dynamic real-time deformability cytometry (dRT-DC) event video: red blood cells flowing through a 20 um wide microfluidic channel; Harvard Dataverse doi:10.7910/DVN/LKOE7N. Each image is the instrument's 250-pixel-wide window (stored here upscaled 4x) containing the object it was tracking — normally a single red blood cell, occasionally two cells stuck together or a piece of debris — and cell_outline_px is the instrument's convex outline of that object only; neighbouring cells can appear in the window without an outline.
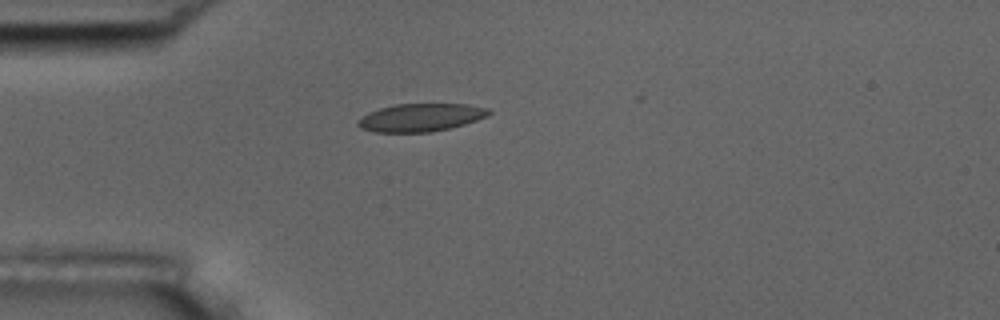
{"species": "common noctule bat (a hibernating species)", "species_latin": "Nyctalus noctula", "temperature_condition": "room temperature", "stored_images_in_passage": 7, "camera_frame_rate_fps": 3000, "um_per_image_px": 0.085, "animal": {"sex": "male", "body_mass_g": 17.5, "forearm_length_mm": 52.3}, "frame": {"image": 1, "passage_image": 1, "time_ms": 0.0, "image_size_px": [1000, 320], "cell_outline_px": [[492, 112], [488, 116], [464, 124], [432, 132], [376, 132], [360, 128], [356, 124], [356, 120], [360, 116], [368, 112], [380, 108], [396, 104], [468, 104], [488, 108]], "centroid_in_image_um": [35.73, 9.98], "position_along_channel_um": 49.3, "area_um2": 21.39}}
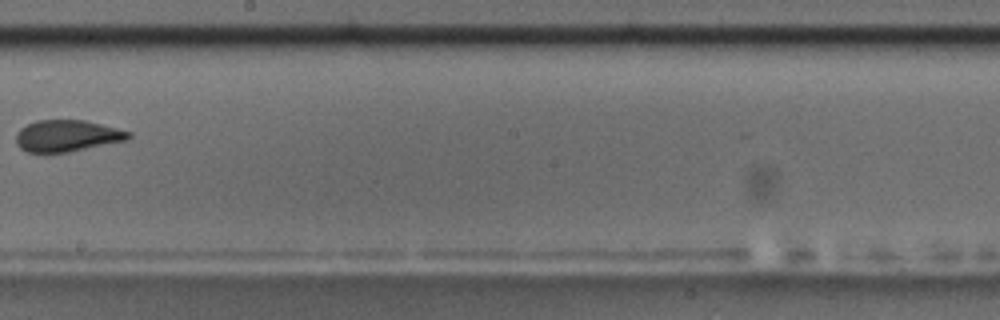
{"frame": {"image": 2, "passage_image": 6, "time_ms": 5.667, "image_size_px": [1000, 320], "cell_outline_px": [[132, 136], [128, 140], [68, 152], [28, 152], [20, 148], [16, 144], [16, 132], [20, 128], [36, 120], [84, 120], [132, 132]], "centroid_in_image_um": [5.7, 11.54], "position_along_channel_um": 242.5, "area_um2": 20.69}}
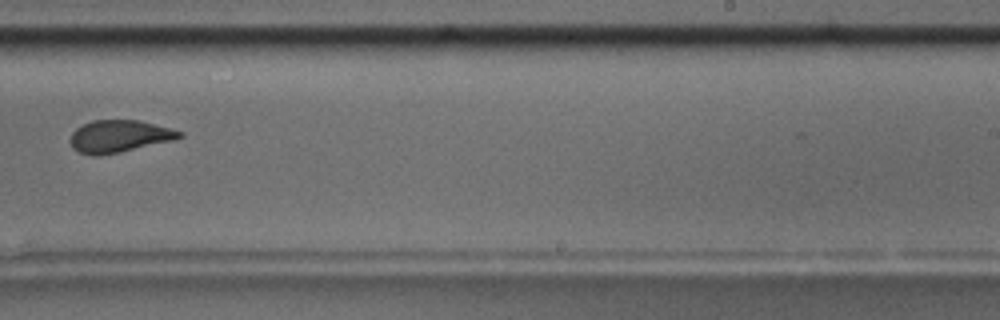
{"frame": {"image": 3, "passage_image": 7, "time_ms": 6.667, "image_size_px": [1000, 320], "cell_outline_px": [[184, 136], [172, 140], [120, 152], [96, 156], [92, 156], [80, 152], [72, 148], [68, 140], [72, 132], [76, 128], [92, 120], [140, 120], [184, 132]], "centroid_in_image_um": [10.1, 11.58], "position_along_channel_um": 278.9, "area_um2": 20.52}}